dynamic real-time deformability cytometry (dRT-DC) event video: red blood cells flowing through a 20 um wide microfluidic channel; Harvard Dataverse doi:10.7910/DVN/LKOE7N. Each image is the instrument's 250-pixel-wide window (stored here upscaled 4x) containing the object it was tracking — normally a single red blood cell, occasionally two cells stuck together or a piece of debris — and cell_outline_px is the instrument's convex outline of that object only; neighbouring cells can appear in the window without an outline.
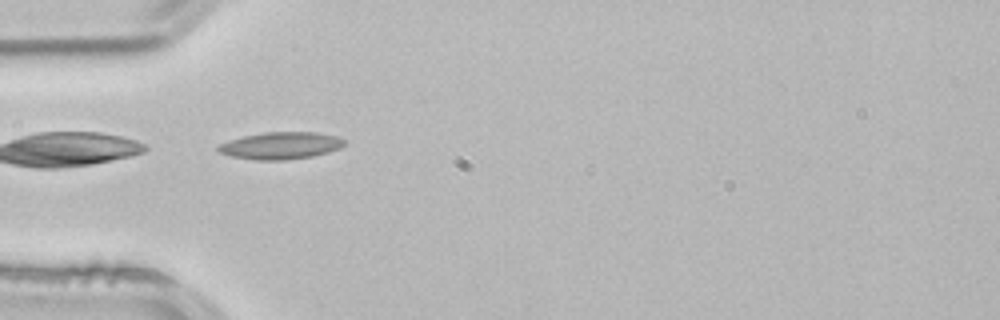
{"species": "common noctule bat (a hibernating species)", "species_latin": "Nyctalus noctula", "temperature_condition": "room temperature", "stored_images_in_passage": 5, "camera_frame_rate_fps": 3000, "um_per_image_px": 0.085, "animal": {"sex": "male", "body_mass_g": 21.5, "forearm_length_mm": 52.0}, "frame": {"image": 1, "passage_image": 4, "time_ms": 1.0, "image_size_px": [1000, 320], "cell_outline_px": [[344, 144], [340, 148], [328, 152], [312, 156], [288, 160], [256, 160], [232, 156], [220, 152], [216, 148], [220, 144], [244, 136], [264, 132], [316, 132], [340, 136], [344, 140]], "centroid_in_image_um": [23.91, 12.37], "position_along_channel_um": 61.1, "area_um2": 19.83}}